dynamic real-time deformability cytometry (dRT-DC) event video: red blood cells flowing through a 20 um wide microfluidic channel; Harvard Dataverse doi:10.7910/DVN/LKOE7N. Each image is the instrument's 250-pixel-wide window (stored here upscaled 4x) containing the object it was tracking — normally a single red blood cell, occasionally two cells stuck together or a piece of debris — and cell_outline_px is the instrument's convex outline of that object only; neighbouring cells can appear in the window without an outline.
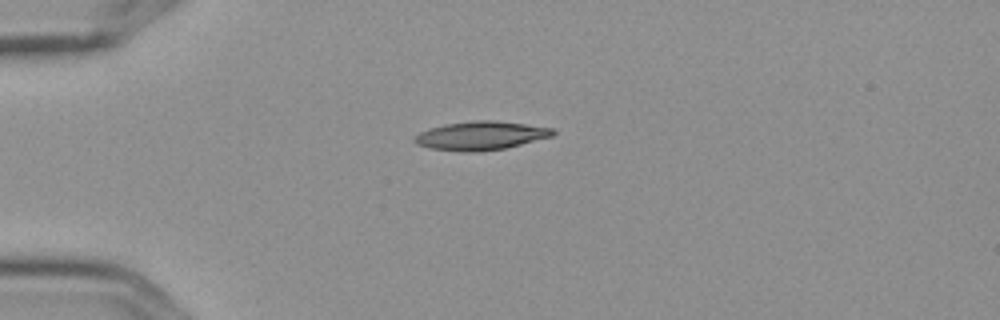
{"species": "Egyptian fruit bat (a non-hibernating species)", "species_latin": "Rousettus aegyptiacus", "temperature_condition": "cold", "stored_images_in_passage": 3, "camera_frame_rate_fps": 3000, "um_per_image_px": 0.085, "frame": {"image": 1, "passage_image": 1, "time_ms": 0.0, "image_size_px": [1000, 320], "cell_outline_px": [[556, 132], [552, 136], [504, 148], [476, 152], [468, 152], [428, 148], [416, 144], [412, 140], [412, 136], [428, 128], [444, 124], [472, 120], [496, 120], [552, 128]], "centroid_in_image_um": [40.79, 11.52], "position_along_channel_um": 44.2, "area_um2": 23.12}}
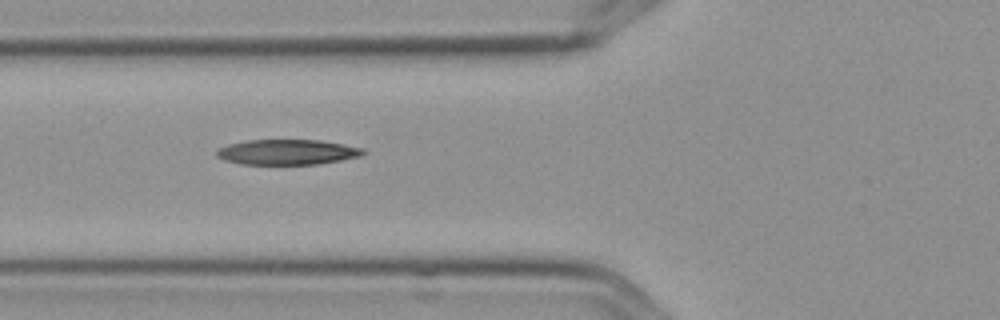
{"frame": {"image": 2, "passage_image": 3, "time_ms": 0.667, "image_size_px": [1000, 320], "cell_outline_px": [[364, 152], [360, 156], [340, 160], [316, 164], [240, 164], [224, 160], [216, 156], [216, 152], [220, 148], [228, 144], [244, 140], [320, 140], [364, 148]], "centroid_in_image_um": [24.38, 12.92], "position_along_channel_um": 101.4, "area_um2": 21.44}}